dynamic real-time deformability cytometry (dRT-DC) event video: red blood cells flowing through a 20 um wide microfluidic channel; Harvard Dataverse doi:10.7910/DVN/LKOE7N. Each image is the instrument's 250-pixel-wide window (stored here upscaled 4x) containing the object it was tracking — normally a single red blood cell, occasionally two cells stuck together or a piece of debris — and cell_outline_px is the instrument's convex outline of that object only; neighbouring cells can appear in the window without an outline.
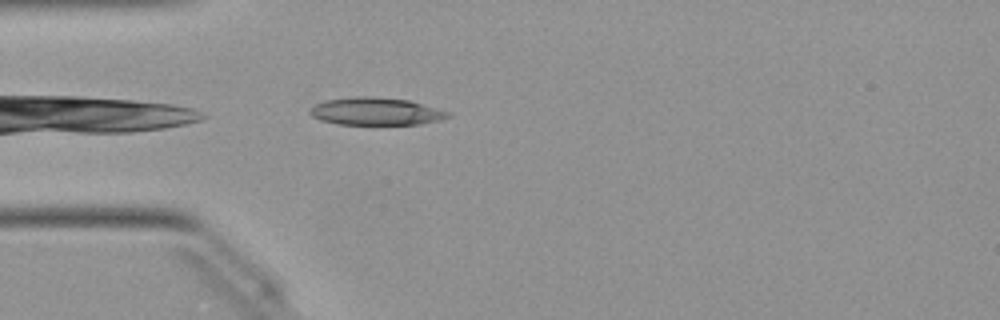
{"species": "Egyptian fruit bat (a non-hibernating species)", "species_latin": "Rousettus aegyptiacus", "temperature_condition": "warm", "stored_images_in_passage": 23, "camera_frame_rate_fps": 3000, "um_per_image_px": 0.085, "animal": {"sex": "female"}, "frame": {"image": 1, "passage_image": 1, "time_ms": 0.0, "image_size_px": [1000, 320], "cell_outline_px": [[452, 116], [440, 120], [420, 124], [336, 124], [320, 120], [312, 116], [308, 112], [316, 104], [324, 100], [352, 96], [368, 96], [408, 100], [452, 112]], "centroid_in_image_um": [31.96, 9.46], "position_along_channel_um": 53.0, "area_um2": 22.25}}